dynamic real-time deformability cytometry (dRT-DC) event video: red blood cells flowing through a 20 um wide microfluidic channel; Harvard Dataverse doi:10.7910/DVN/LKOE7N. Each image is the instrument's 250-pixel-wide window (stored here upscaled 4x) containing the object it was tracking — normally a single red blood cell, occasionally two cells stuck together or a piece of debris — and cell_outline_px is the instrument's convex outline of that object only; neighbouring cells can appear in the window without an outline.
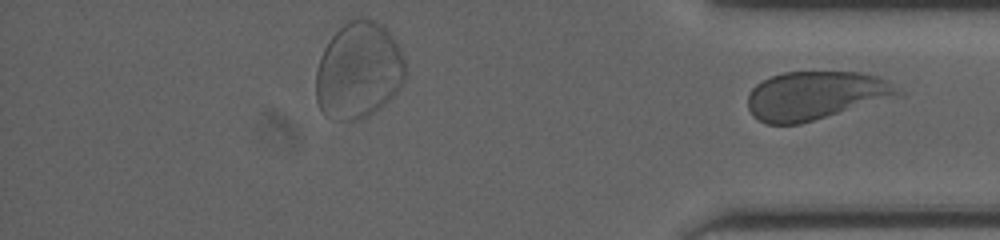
{"species": "human", "species_latin": "Homo sapiens", "temperature_condition": "cold", "stored_images_in_passage": 32, "segment_of_instrument_passage": [2, 2], "camera_frame_rate_fps": 3000, "um_per_image_px": 0.085, "donor": {"sex": "male"}, "frame": {"image": 1, "passage_image": 32, "time_ms": 10.333, "image_size_px": [1000, 240], "cell_outline_px": [[904, 96], [800, 124], [764, 124], [752, 116], [748, 108], [748, 92], [756, 84], [772, 76], [784, 72], [860, 72], [876, 76], [888, 80], [904, 92]], "centroid_in_image_um": [69.37, 8.13], "position_along_channel_um": 365.8, "area_um2": 43.0}}